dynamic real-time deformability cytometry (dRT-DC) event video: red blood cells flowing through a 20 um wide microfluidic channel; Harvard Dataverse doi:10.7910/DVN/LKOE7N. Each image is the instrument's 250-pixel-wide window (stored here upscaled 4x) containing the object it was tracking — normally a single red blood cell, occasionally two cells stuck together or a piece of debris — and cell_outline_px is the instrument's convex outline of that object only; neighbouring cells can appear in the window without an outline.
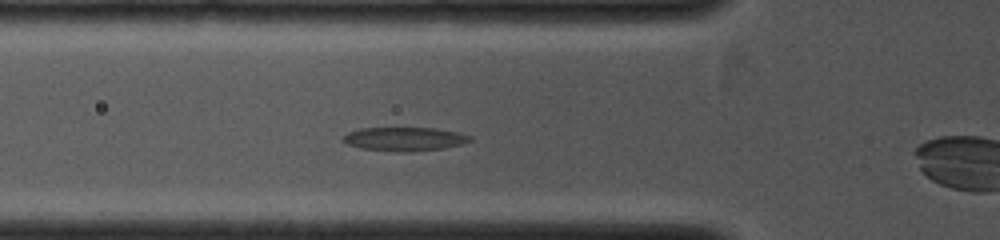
{"species": "common noctule bat (a hibernating species)", "species_latin": "Nyctalus noctula", "temperature_condition": "cold", "stored_images_in_passage": 26, "camera_frame_rate_fps": 4000, "um_per_image_px": 0.085, "animal": {"sex": "female", "body_mass_g": 19.0, "forearm_length_mm": 53.3}, "frame": {"image": 1, "passage_image": 6, "time_ms": 2.0, "image_size_px": [1000, 240], "cell_outline_px": [[472, 140], [460, 144], [444, 148], [412, 152], [400, 152], [360, 148], [348, 144], [340, 140], [348, 132], [360, 128], [436, 128], [456, 132], [472, 136]], "centroid_in_image_um": [34.36, 11.82], "position_along_channel_um": 91.4, "area_um2": 17.57}}
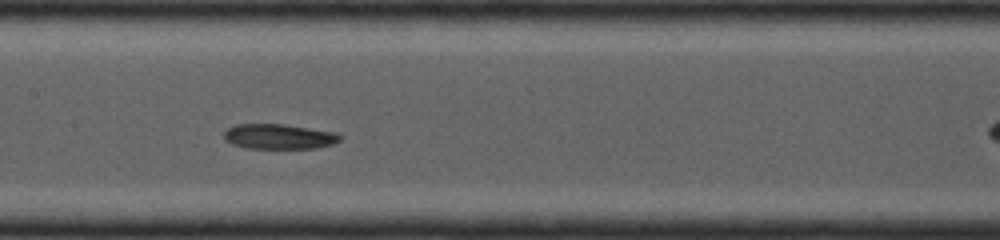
{"frame": {"image": 2, "passage_image": 11, "time_ms": 3.75, "image_size_px": [1000, 240], "cell_outline_px": [[344, 136], [340, 140], [332, 144], [316, 148], [248, 148], [232, 144], [224, 136], [224, 132], [228, 128], [236, 124], [284, 124], [332, 132]], "centroid_in_image_um": [23.72, 11.6], "position_along_channel_um": 183.7, "area_um2": 16.7}}
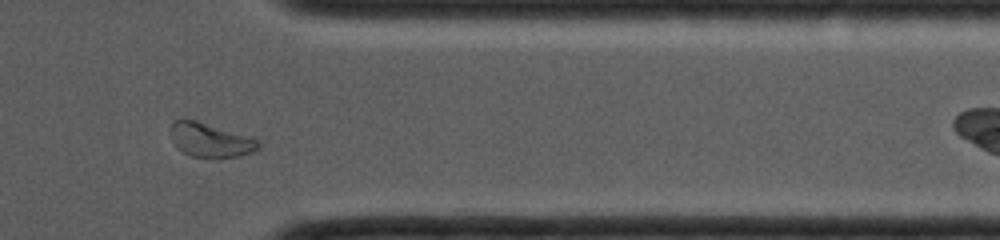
{"frame": {"image": 3, "passage_image": 22, "time_ms": 7.75, "image_size_px": [1000, 240], "cell_outline_px": [[260, 148], [252, 152], [240, 156], [216, 160], [212, 160], [192, 156], [176, 148], [168, 132], [172, 120], [184, 116], [252, 136], [260, 140]], "centroid_in_image_um": [17.85, 11.89], "position_along_channel_um": 393.5, "area_um2": 18.79}}